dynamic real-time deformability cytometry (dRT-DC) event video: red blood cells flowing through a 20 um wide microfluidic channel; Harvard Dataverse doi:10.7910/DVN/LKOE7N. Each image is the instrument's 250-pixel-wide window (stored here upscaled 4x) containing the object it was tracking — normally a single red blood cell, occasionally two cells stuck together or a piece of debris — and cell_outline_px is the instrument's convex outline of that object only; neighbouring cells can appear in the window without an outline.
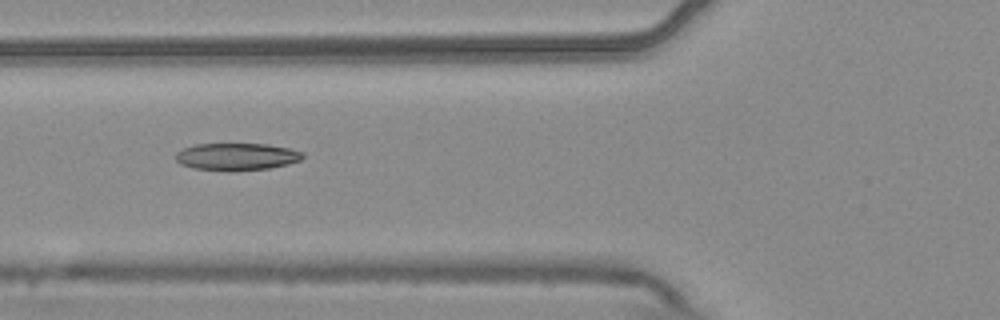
{"species": "common noctule bat (a hibernating species)", "species_latin": "Nyctalus noctula", "temperature_condition": "warm", "stored_images_in_passage": 7, "camera_frame_rate_fps": 3000, "um_per_image_px": 0.085, "animal": {"sex": "male", "body_mass_g": 20.4}, "frame": {"image": 1, "passage_image": 5, "time_ms": 1.333, "image_size_px": [1000, 320], "cell_outline_px": [[304, 156], [300, 160], [288, 164], [268, 168], [232, 172], [228, 172], [196, 168], [180, 164], [176, 160], [176, 152], [184, 148], [196, 144], [268, 144], [288, 148], [304, 152]], "centroid_in_image_um": [20.12, 13.32], "position_along_channel_um": 105.7, "area_um2": 20.29}}
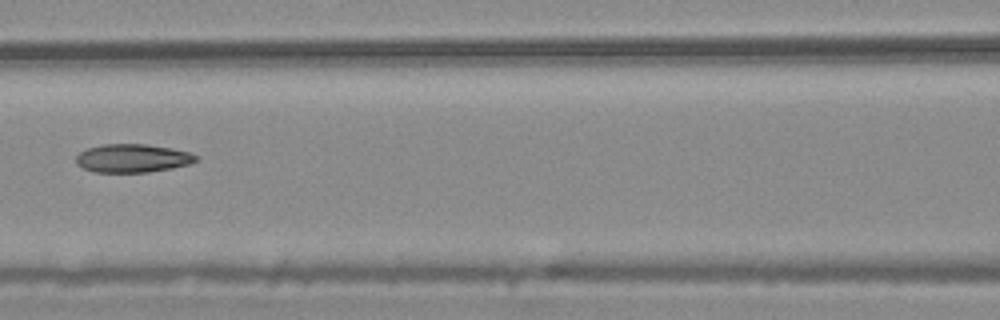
{"frame": {"image": 2, "passage_image": 6, "time_ms": 1.667, "image_size_px": [1000, 320], "cell_outline_px": [[196, 160], [188, 164], [172, 168], [148, 172], [96, 172], [84, 168], [76, 164], [76, 156], [80, 152], [88, 148], [104, 144], [144, 144], [172, 148], [188, 152], [196, 156]], "centroid_in_image_um": [11.23, 13.45], "position_along_channel_um": 155.4, "area_um2": 19.59}}
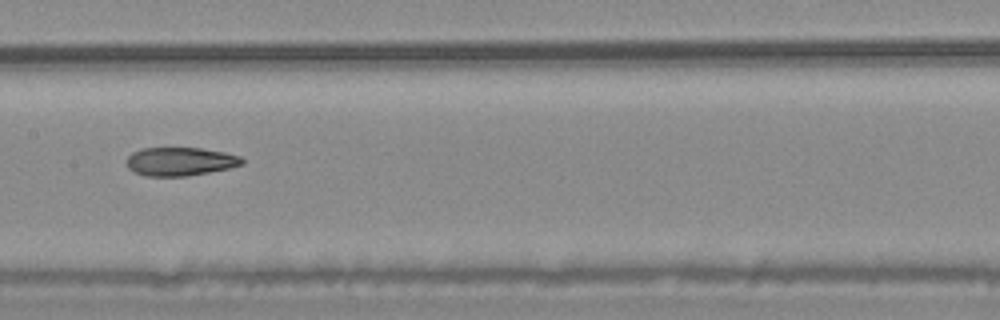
{"frame": {"image": 3, "passage_image": 7, "time_ms": 2.0, "image_size_px": [1000, 320], "cell_outline_px": [[244, 164], [228, 168], [188, 176], [144, 176], [128, 168], [124, 160], [132, 152], [140, 148], [200, 148], [224, 152], [240, 156], [244, 160]], "centroid_in_image_um": [15.28, 13.72], "position_along_channel_um": 192.1, "area_um2": 19.25}}